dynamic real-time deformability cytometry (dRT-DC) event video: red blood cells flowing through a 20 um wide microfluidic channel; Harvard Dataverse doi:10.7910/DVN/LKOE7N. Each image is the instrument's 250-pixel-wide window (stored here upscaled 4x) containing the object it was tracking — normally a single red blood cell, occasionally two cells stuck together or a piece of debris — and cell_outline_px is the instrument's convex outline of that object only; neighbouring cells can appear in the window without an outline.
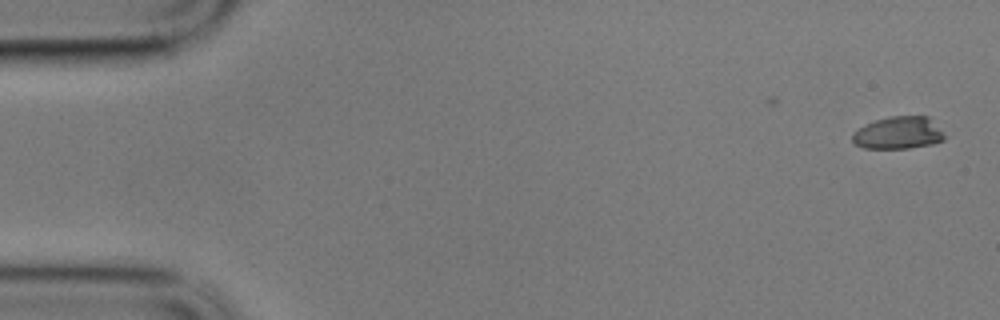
{"species": "common noctule bat (a hibernating species)", "species_latin": "Nyctalus noctula", "temperature_condition": "cold", "stored_images_in_passage": 41, "camera_frame_rate_fps": 3000, "um_per_image_px": 0.085, "animal": {"sex": "male", "body_mass_g": 17.9}, "frame": {"image": 1, "passage_image": 1, "time_ms": 0.0, "image_size_px": [1000, 320], "cell_outline_px": [[948, 136], [944, 140], [932, 144], [908, 148], [864, 148], [856, 144], [852, 140], [852, 132], [876, 120], [888, 116], [928, 116]], "centroid_in_image_um": [76.41, 11.29], "position_along_channel_um": 8.6, "area_um2": 17.4}}
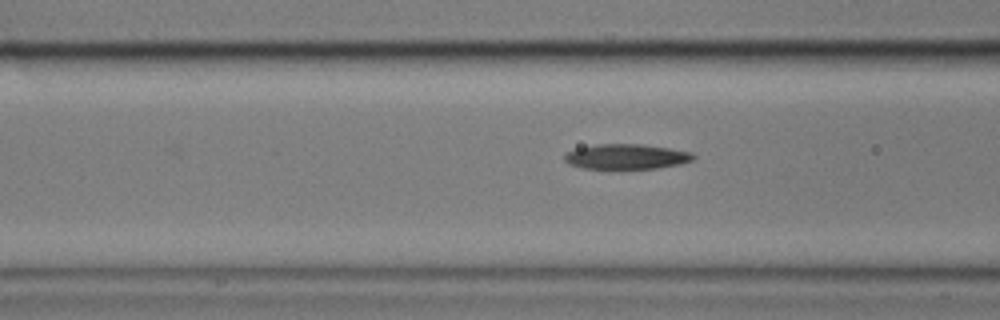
{"frame": {"image": 2, "passage_image": 21, "time_ms": 6.667, "image_size_px": [1000, 320], "cell_outline_px": [[696, 156], [692, 160], [680, 164], [656, 168], [608, 172], [580, 168], [568, 164], [564, 160], [564, 152], [576, 148], [596, 144], [644, 144], [692, 152]], "centroid_in_image_um": [53.14, 13.36], "position_along_channel_um": 113.5, "area_um2": 20.0}}
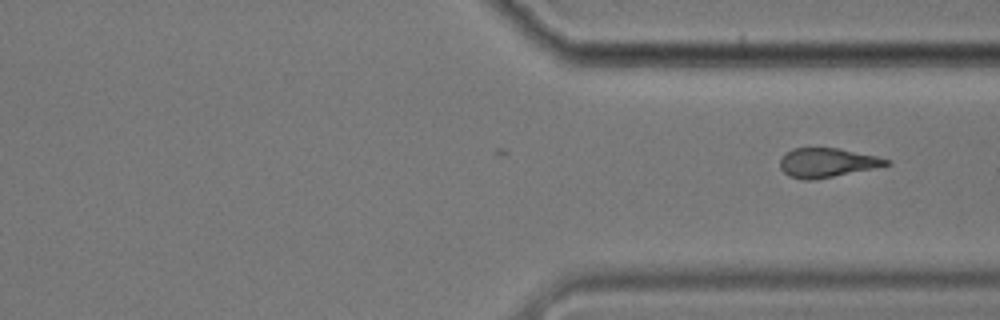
{"frame": {"image": 3, "passage_image": 41, "time_ms": 13.333, "image_size_px": [1000, 320], "cell_outline_px": [[892, 164], [876, 168], [816, 180], [804, 180], [788, 176], [780, 168], [780, 160], [792, 148], [840, 148], [876, 156], [892, 160]], "centroid_in_image_um": [70.34, 13.84], "position_along_channel_um": 341.1, "area_um2": 18.26}}